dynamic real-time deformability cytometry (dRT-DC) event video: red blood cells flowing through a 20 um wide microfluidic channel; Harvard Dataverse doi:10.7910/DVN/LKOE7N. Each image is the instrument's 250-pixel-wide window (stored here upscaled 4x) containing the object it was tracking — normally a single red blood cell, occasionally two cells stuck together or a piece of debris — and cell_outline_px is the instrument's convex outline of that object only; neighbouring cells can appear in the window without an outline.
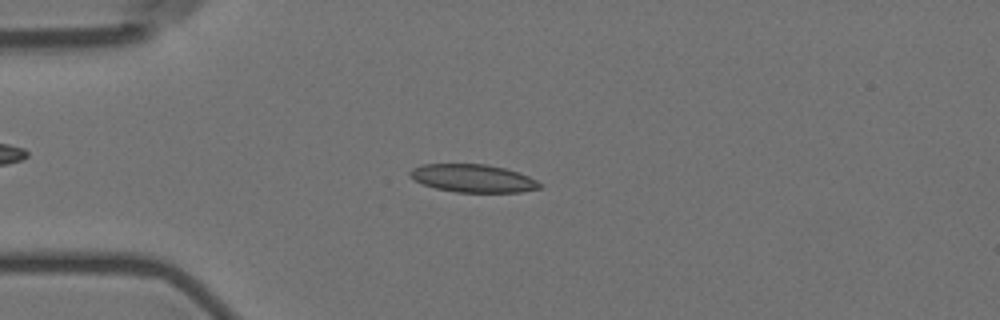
{"species": "Egyptian fruit bat (a non-hibernating species)", "species_latin": "Rousettus aegyptiacus", "temperature_condition": "room temperature", "stored_images_in_passage": 56, "camera_frame_rate_fps": 3000, "um_per_image_px": 0.085, "animal": {"sex": "female"}, "frame": {"image": 1, "passage_image": 14, "time_ms": 4.333, "image_size_px": [1000, 320], "cell_outline_px": [[544, 184], [540, 188], [520, 192], [456, 192], [436, 188], [424, 184], [408, 176], [408, 172], [412, 168], [420, 164], [484, 164], [504, 168], [528, 176]], "centroid_in_image_um": [40.19, 15.15], "position_along_channel_um": 44.8, "area_um2": 21.04}}
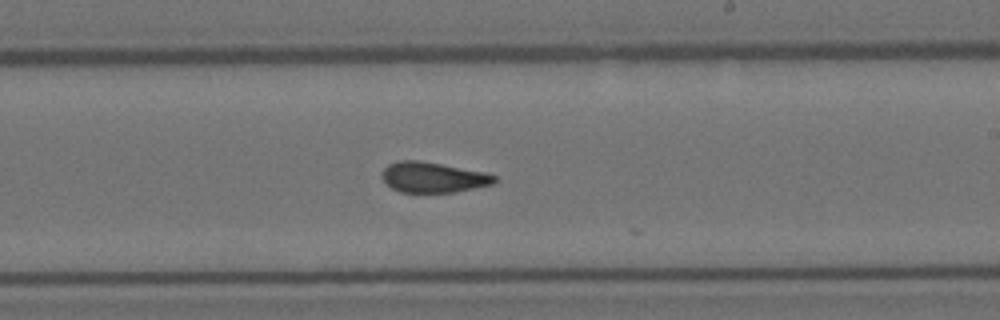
{"frame": {"image": 2, "passage_image": 33, "time_ms": 10.667, "image_size_px": [1000, 320], "cell_outline_px": [[496, 180], [492, 184], [452, 192], [400, 192], [392, 188], [380, 176], [384, 168], [388, 164], [396, 160], [420, 160], [484, 172], [496, 176]], "centroid_in_image_um": [36.76, 15.06], "position_along_channel_um": 252.2, "area_um2": 19.77}}
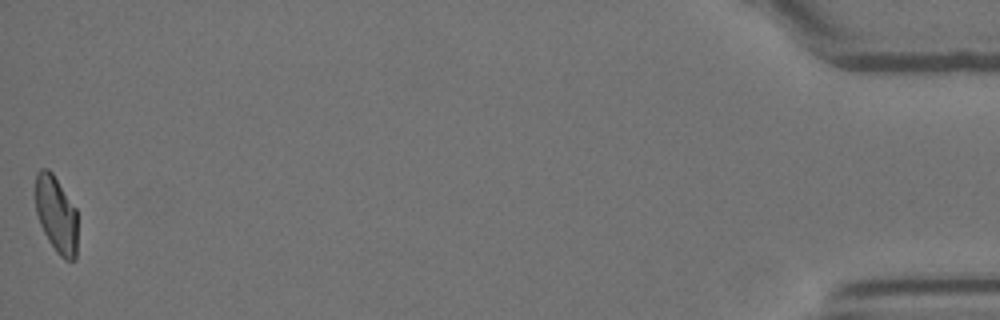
{"frame": {"image": 3, "passage_image": 56, "time_ms": 18.333, "image_size_px": [1000, 320], "cell_outline_px": [[76, 260], [64, 260], [56, 252], [48, 240], [40, 224], [36, 212], [36, 172], [40, 168], [48, 168], [52, 172], [76, 208]], "centroid_in_image_um": [4.78, 18.22], "position_along_channel_um": 430.4, "area_um2": 18.79}, "authors_computed_cell_mechanics": {"area_um2": 20.4034, "velocity_mm_per_s": 3.5893, "shape_relaxation_time_tau1_ms": null, "shape_relaxation_time_tau2_ms": 2.6816, "deformation_change_tau1": null, "deformation_change_tau2": 0.0952}}